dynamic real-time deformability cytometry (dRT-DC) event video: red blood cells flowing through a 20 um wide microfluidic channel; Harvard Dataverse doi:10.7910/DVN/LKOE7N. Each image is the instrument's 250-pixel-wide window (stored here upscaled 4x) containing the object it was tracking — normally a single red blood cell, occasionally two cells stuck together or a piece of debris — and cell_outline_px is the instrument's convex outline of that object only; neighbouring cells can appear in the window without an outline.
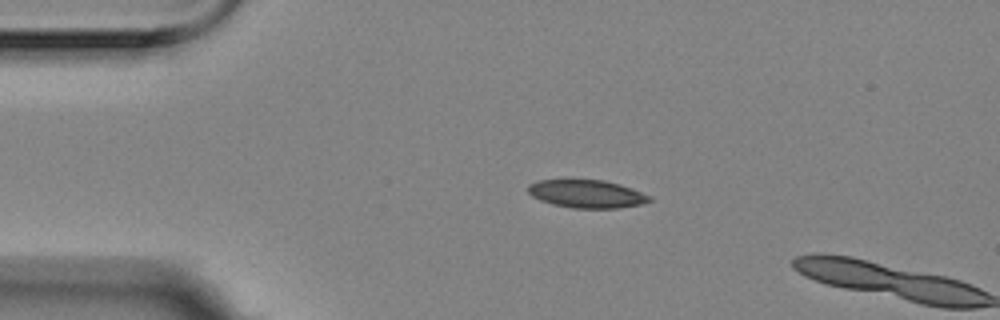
{"species": "Egyptian fruit bat (a non-hibernating species)", "species_latin": "Rousettus aegyptiacus", "temperature_condition": "room temperature", "stored_images_in_passage": 3, "camera_frame_rate_fps": 3000, "um_per_image_px": 0.085, "animal": {"sex": "female"}, "frame": {"image": 1, "passage_image": 1, "time_ms": 0.0, "image_size_px": [1000, 320], "cell_outline_px": [[652, 200], [640, 204], [620, 208], [572, 208], [552, 204], [540, 200], [532, 196], [528, 192], [528, 184], [540, 180], [604, 180], [620, 184], [632, 188], [652, 196]], "centroid_in_image_um": [49.89, 16.48], "position_along_channel_um": 35.1, "area_um2": 19.83}}